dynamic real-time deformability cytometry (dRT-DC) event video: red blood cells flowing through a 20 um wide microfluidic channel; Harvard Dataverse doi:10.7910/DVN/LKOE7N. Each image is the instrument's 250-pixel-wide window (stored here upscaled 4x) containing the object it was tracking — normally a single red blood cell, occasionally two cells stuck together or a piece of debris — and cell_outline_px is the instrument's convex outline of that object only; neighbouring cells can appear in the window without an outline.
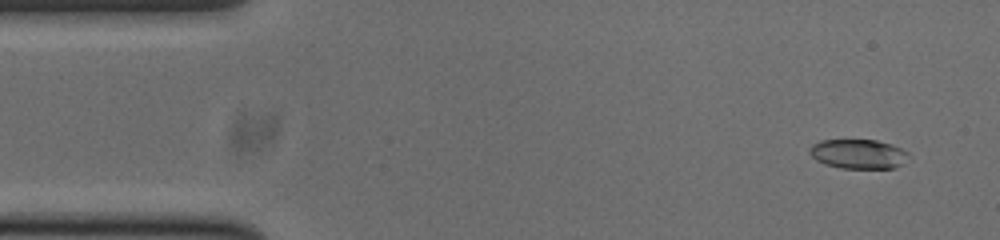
{"species": "common noctule bat (a hibernating species)", "species_latin": "Nyctalus noctula", "temperature_condition": "cold", "stored_images_in_passage": 52, "camera_frame_rate_fps": 3000, "um_per_image_px": 0.085, "animal": {"sex": "male", "body_mass_g": 20.0, "forearm_length_mm": 53.3}, "frame": {"image": 1, "passage_image": 3, "time_ms": 0.667, "image_size_px": [1000, 240], "cell_outline_px": [[908, 156], [904, 164], [896, 168], [840, 168], [824, 164], [816, 160], [808, 152], [808, 148], [812, 144], [820, 140], [876, 140], [892, 144], [908, 152]], "centroid_in_image_um": [72.94, 13.09], "position_along_channel_um": 12.1, "area_um2": 17.17}}
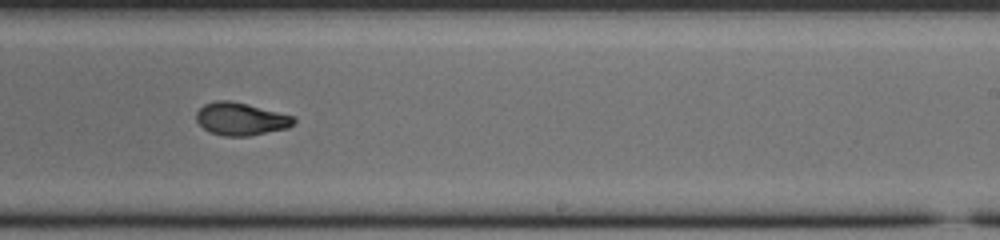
{"frame": {"image": 2, "passage_image": 31, "time_ms": 10.0, "image_size_px": [1000, 240], "cell_outline_px": [[296, 120], [288, 128], [248, 136], [224, 136], [212, 132], [204, 128], [196, 120], [196, 112], [204, 104], [216, 100], [228, 100], [248, 104], [296, 116]], "centroid_in_image_um": [20.49, 10.1], "position_along_channel_um": 268.5, "area_um2": 18.55}}
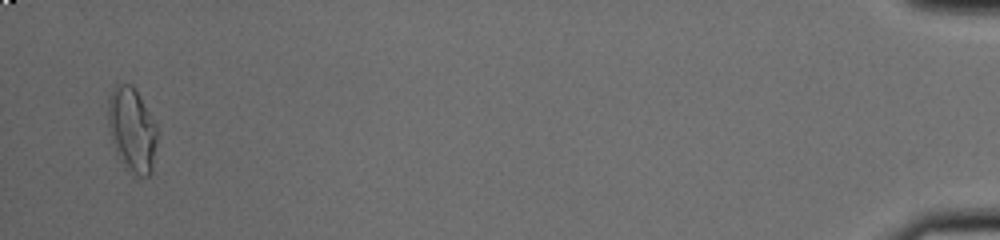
{"frame": {"image": 3, "passage_image": 51, "time_ms": 16.667, "image_size_px": [1000, 240], "cell_outline_px": [[156, 144], [152, 172], [148, 176], [140, 176], [116, 156], [108, 132], [108, 96], [112, 88], [116, 84], [132, 84], [136, 88], [156, 124]], "centroid_in_image_um": [11.19, 10.96], "position_along_channel_um": 424.0, "area_um2": 24.22}, "authors_computed_cell_mechanics": {"area_um2": 18.5538, "velocity_mm_per_s": 3.7893, "shape_relaxation_time_tau1_ms": 7.5031, "shape_relaxation_time_tau2_ms": 2.6577, "deformation_change_tau1": 0.2364, "deformation_change_tau2": 0.0736}}